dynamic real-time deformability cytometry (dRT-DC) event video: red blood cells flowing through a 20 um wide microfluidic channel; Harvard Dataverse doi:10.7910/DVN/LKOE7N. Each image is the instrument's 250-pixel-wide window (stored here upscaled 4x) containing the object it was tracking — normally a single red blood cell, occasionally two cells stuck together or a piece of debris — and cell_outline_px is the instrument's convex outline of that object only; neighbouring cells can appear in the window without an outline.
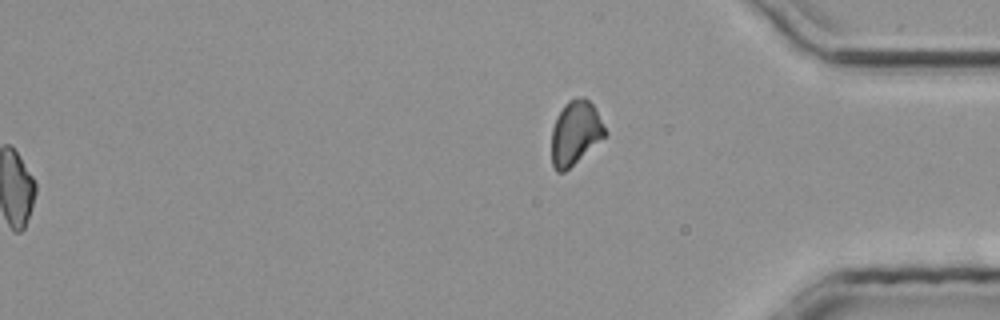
{"species": "common noctule bat (a hibernating species)", "species_latin": "Nyctalus noctula", "temperature_condition": "room temperature", "stored_images_in_passage": 34, "segment_of_instrument_passage": [2, 2], "camera_frame_rate_fps": 3000, "um_per_image_px": 0.085, "animal": {"sex": "male", "body_mass_g": 20.4}, "frame": {"image": 1, "passage_image": 34, "time_ms": 11.0, "image_size_px": [1000, 320], "cell_outline_px": [[608, 132], [604, 136], [564, 172], [556, 172], [552, 164], [552, 128], [556, 116], [564, 104], [568, 100], [584, 96], [596, 108]], "centroid_in_image_um": [48.89, 11.25], "position_along_channel_um": 386.3, "area_um2": 19.77}}